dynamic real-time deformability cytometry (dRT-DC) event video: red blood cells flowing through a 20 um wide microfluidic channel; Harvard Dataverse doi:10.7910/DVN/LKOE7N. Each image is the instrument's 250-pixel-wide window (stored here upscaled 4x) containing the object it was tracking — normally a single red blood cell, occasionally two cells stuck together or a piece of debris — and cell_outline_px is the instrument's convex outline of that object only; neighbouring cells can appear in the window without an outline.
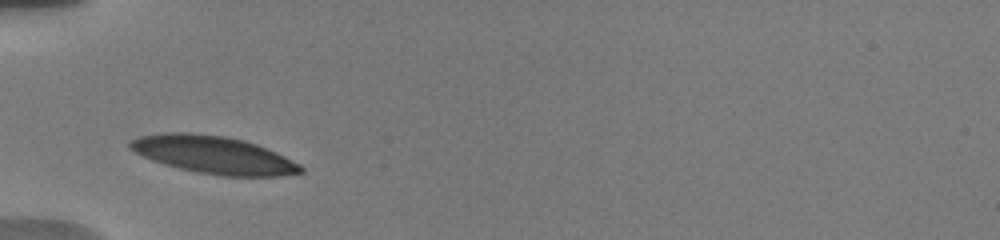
{"species": "human", "species_latin": "Homo sapiens", "temperature_condition": "warm", "stored_images_in_passage": 33, "camera_frame_rate_fps": 3000, "um_per_image_px": 0.085, "donor": {"sex": "male"}, "frame": {"image": 1, "passage_image": 1, "time_ms": 0.0, "image_size_px": [1000, 240], "cell_outline_px": [[304, 172], [280, 176], [220, 176], [180, 168], [164, 164], [152, 160], [128, 148], [128, 144], [132, 140], [140, 136], [168, 132], [188, 132], [224, 136], [244, 140], [268, 148], [300, 164], [304, 168]], "centroid_in_image_um": [18.18, 13.16], "position_along_channel_um": 66.8, "area_um2": 37.22}}
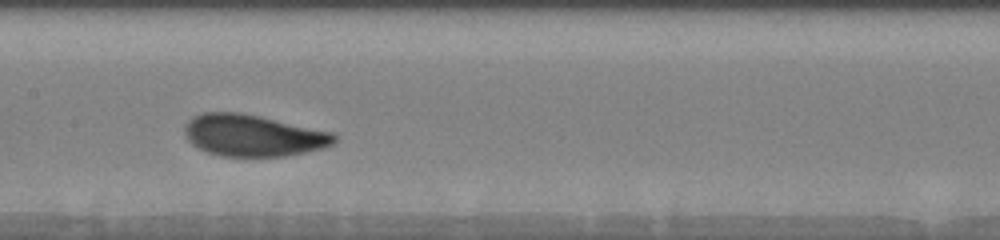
{"frame": {"image": 2, "passage_image": 11, "time_ms": 3.333, "image_size_px": [1000, 240], "cell_outline_px": [[336, 140], [332, 144], [324, 148], [284, 156], [220, 156], [208, 152], [192, 144], [188, 140], [184, 132], [184, 124], [192, 116], [204, 112], [240, 112], [260, 116], [332, 132], [336, 136]], "centroid_in_image_um": [21.48, 11.5], "position_along_channel_um": 185.9, "area_um2": 36.3}}
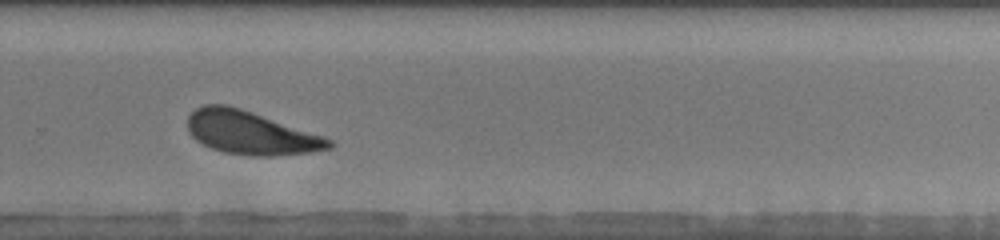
{"frame": {"image": 3, "passage_image": 21, "time_ms": 6.667, "image_size_px": [1000, 240], "cell_outline_px": [[336, 144], [332, 148], [308, 152], [272, 156], [248, 156], [224, 152], [212, 148], [196, 140], [188, 132], [188, 116], [196, 108], [204, 104], [228, 104], [324, 136], [332, 140]], "centroid_in_image_um": [21.3, 11.29], "position_along_channel_um": 308.5, "area_um2": 35.6}, "authors_computed_cell_mechanics": {"area_um2": 36.2984, "velocity_mm_per_s": 3.695, "shape_relaxation_time_tau1_ms": 2.3522, "shape_relaxation_time_tau2_ms": null, "deformation_change_tau1": 0.1173, "deformation_change_tau2": null}}